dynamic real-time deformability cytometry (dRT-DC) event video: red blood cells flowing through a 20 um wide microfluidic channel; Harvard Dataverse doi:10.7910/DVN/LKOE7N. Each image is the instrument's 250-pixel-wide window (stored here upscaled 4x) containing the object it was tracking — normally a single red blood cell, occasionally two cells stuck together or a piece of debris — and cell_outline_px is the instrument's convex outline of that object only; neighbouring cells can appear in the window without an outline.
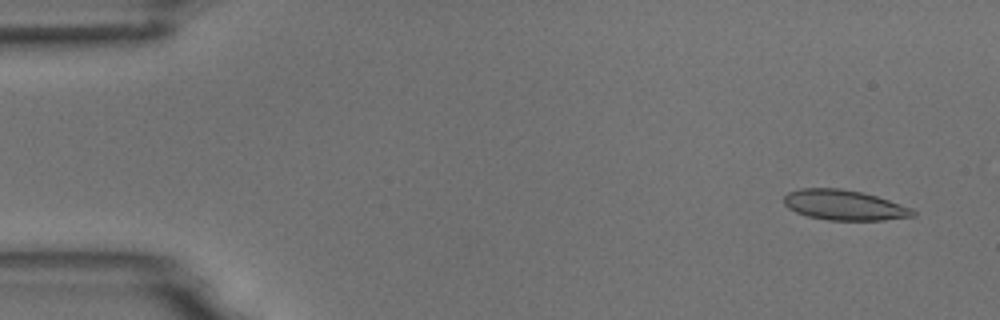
{"species": "common noctule bat (a hibernating species)", "species_latin": "Nyctalus noctula", "temperature_condition": "room temperature", "stored_images_in_passage": 8, "camera_frame_rate_fps": 3000, "um_per_image_px": 0.085, "animal": {"sex": "male", "body_mass_g": 18.8}, "frame": {"image": 1, "passage_image": 1, "time_ms": 0.0, "image_size_px": [1000, 320], "cell_outline_px": [[916, 216], [884, 220], [828, 220], [808, 216], [796, 212], [788, 208], [784, 204], [784, 196], [788, 192], [800, 188], [840, 188], [860, 192], [876, 196], [912, 208], [916, 212]], "centroid_in_image_um": [71.75, 17.43], "position_along_channel_um": 13.3, "area_um2": 22.66}}
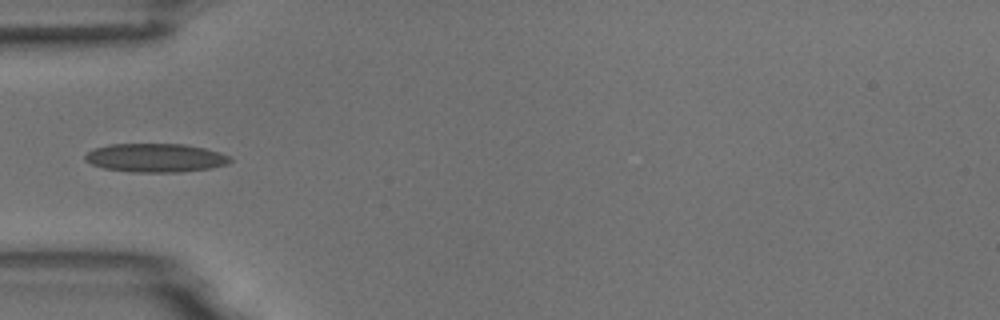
{"frame": {"image": 2, "passage_image": 5, "time_ms": 4.667, "image_size_px": [1000, 320], "cell_outline_px": [[232, 160], [228, 164], [212, 168], [180, 172], [132, 172], [104, 168], [92, 164], [84, 160], [84, 156], [92, 148], [108, 144], [184, 144], [204, 148], [228, 156]], "centroid_in_image_um": [13.18, 13.41], "position_along_channel_um": 71.8, "area_um2": 24.22}}